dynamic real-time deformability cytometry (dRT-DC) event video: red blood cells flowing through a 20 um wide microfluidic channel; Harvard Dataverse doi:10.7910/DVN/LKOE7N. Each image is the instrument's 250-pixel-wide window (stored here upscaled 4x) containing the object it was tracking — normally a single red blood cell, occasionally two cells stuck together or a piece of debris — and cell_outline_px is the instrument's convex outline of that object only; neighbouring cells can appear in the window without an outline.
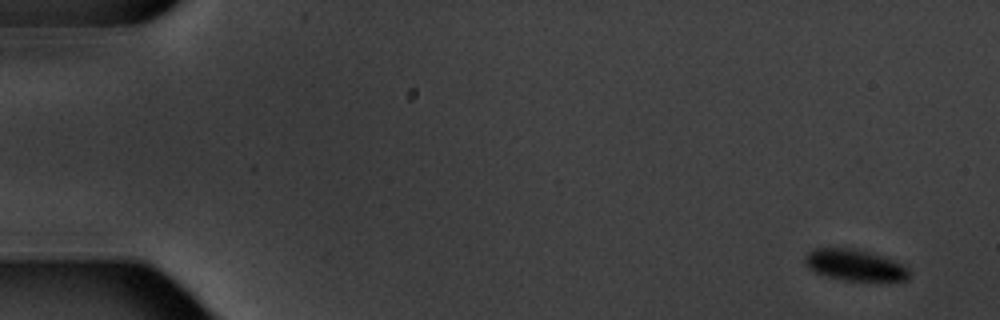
{"species": "common noctule bat (a hibernating species)", "species_latin": "Nyctalus noctula", "temperature_condition": "warm", "stored_images_in_passage": 6, "camera_frame_rate_fps": 3000, "um_per_image_px": 0.085, "animal": {"sex": "male", "body_mass_g": 20.1, "forearm_length_mm": 53.5}, "frame": {"image": 1, "passage_image": 1, "time_ms": 0.0, "image_size_px": [1000, 320], "cell_outline_px": [[908, 280], [844, 280], [828, 276], [816, 272], [808, 268], [804, 264], [804, 256], [812, 248], [856, 248], [884, 256], [908, 268]], "centroid_in_image_um": [72.6, 22.51], "position_along_channel_um": 12.4, "area_um2": 18.84}}